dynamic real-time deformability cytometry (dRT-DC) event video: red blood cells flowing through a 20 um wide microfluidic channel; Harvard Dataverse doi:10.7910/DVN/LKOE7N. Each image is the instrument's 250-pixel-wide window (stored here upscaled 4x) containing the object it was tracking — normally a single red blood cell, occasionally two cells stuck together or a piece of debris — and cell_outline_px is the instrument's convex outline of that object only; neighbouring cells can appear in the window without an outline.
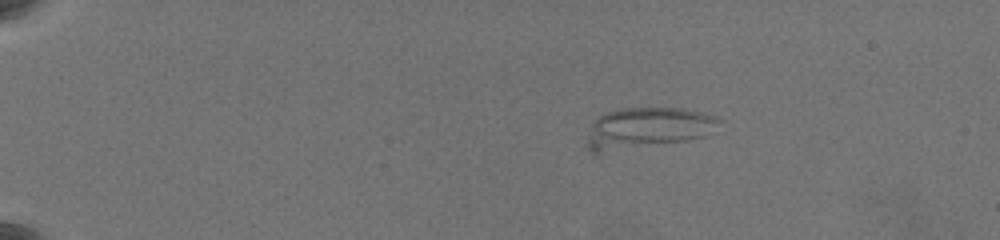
{"species": "common noctule bat (a hibernating species)", "species_latin": "Nyctalus noctula", "temperature_condition": "warm", "stored_images_in_passage": 10, "camera_frame_rate_fps": 3000, "um_per_image_px": 0.085, "animal": {"sex": "female", "body_mass_g": 19.5, "forearm_length_mm": 54.1}, "frame": {"image": 1, "passage_image": 1, "time_ms": 0.0, "image_size_px": [1000, 240], "cell_outline_px": [[720, 120], [708, 136], [688, 140], [600, 152], [592, 152], [588, 148], [588, 140], [592, 124], [600, 116], [608, 112], [620, 108], [684, 108], [716, 116]], "centroid_in_image_um": [55.08, 10.86], "position_along_channel_um": 29.9, "area_um2": 30.87}}